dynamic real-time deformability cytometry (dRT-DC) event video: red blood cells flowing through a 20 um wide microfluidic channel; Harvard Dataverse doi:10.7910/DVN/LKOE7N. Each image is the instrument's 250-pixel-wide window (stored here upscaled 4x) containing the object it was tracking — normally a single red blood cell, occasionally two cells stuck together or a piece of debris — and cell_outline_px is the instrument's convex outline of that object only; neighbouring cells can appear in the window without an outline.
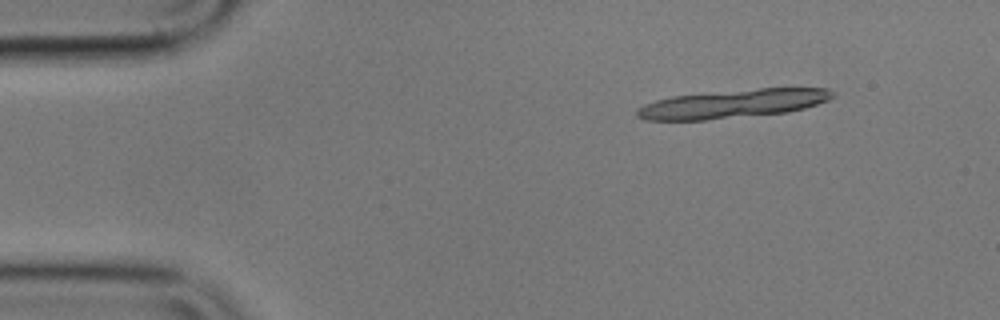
{"species": "common noctule bat (a hibernating species)", "species_latin": "Nyctalus noctula", "temperature_condition": "cold", "stored_images_in_passage": 18, "camera_frame_rate_fps": 3000, "um_per_image_px": 0.085, "animal": {"sex": "male", "body_mass_g": 17.9}, "frame": {"image": 1, "passage_image": 6, "time_ms": 1.667, "image_size_px": [1000, 320], "cell_outline_px": [[836, 96], [828, 100], [804, 108], [788, 112], [708, 120], [644, 120], [636, 116], [636, 108], [644, 104], [656, 100], [672, 96], [760, 88], [828, 88], [836, 92]], "centroid_in_image_um": [62.3, 8.82], "position_along_channel_um": 22.7, "area_um2": 32.54}}